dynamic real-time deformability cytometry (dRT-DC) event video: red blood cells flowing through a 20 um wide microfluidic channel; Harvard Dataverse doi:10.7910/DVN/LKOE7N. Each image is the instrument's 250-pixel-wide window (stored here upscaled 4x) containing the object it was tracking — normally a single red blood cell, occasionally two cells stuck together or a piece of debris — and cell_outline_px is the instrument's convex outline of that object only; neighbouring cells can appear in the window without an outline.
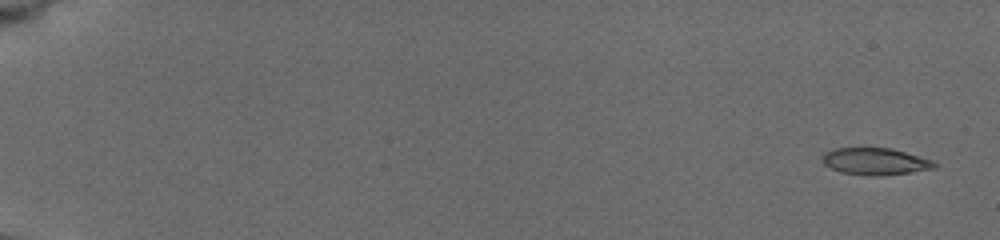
{"species": "common noctule bat (a hibernating species)", "species_latin": "Nyctalus noctula", "temperature_condition": "cold", "stored_images_in_passage": 39, "camera_frame_rate_fps": 3000, "um_per_image_px": 0.085, "animal": {"sex": "female", "body_mass_g": 19.5, "forearm_length_mm": 54.1}, "frame": {"image": 1, "passage_image": 2, "time_ms": 0.667, "image_size_px": [1000, 240], "cell_outline_px": [[936, 168], [912, 172], [876, 176], [868, 176], [840, 172], [824, 164], [820, 156], [824, 152], [832, 148], [892, 148], [932, 160], [936, 164]], "centroid_in_image_um": [74.36, 13.72], "position_along_channel_um": 10.6, "area_um2": 17.69}}
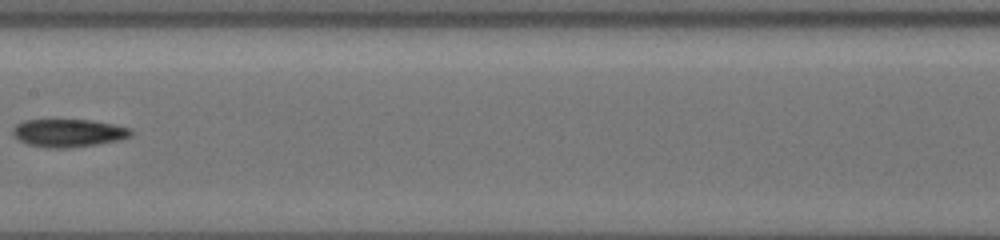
{"frame": {"image": 2, "passage_image": 23, "time_ms": 10.667, "image_size_px": [1000, 240], "cell_outline_px": [[136, 132], [132, 136], [120, 140], [96, 144], [68, 148], [44, 148], [28, 144], [12, 136], [12, 128], [16, 124], [24, 120], [88, 120], [112, 124], [132, 128]], "centroid_in_image_um": [5.83, 11.31], "position_along_channel_um": 201.6, "area_um2": 19.42}}
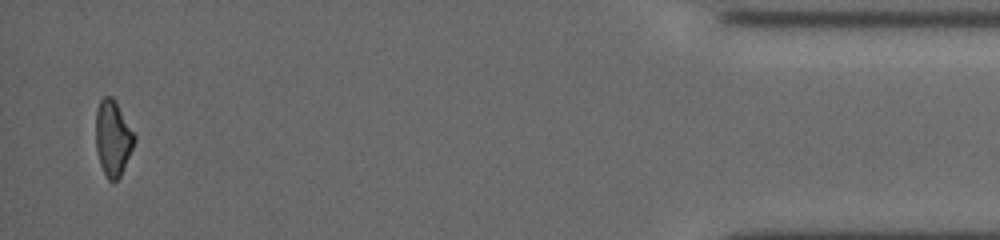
{"frame": {"image": 3, "passage_image": 39, "time_ms": 18.333, "image_size_px": [1000, 240], "cell_outline_px": [[136, 140], [120, 176], [116, 180], [108, 180], [100, 164], [96, 148], [96, 108], [100, 100], [104, 96], [112, 96], [116, 100], [136, 136]], "centroid_in_image_um": [9.6, 11.69], "position_along_channel_um": 425.6, "area_um2": 16.99}, "authors_computed_cell_mechanics": {"area_um2": 18.3226, "velocity_mm_per_s": 3.8032, "shape_relaxation_time_tau1_ms": 5.4199, "shape_relaxation_time_tau2_ms": 5.6302, "deformation_change_tau1": 0.1624, "deformation_change_tau2": 0.1289}}